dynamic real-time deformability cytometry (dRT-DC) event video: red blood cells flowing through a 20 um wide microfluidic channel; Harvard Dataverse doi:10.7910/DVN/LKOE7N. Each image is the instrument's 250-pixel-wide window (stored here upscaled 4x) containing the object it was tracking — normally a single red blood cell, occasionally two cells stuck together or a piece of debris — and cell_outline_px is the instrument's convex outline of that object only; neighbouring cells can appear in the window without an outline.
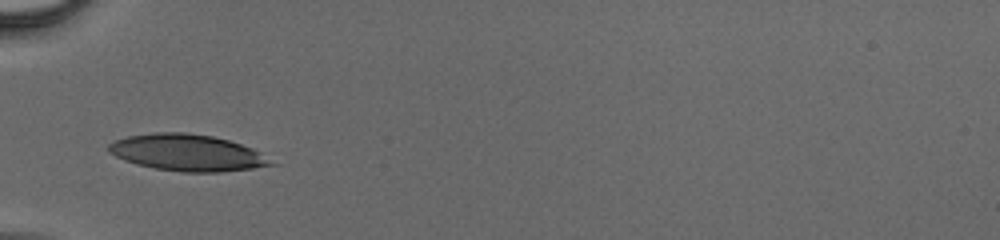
{"species": "human", "species_latin": "Homo sapiens", "temperature_condition": "cold", "stored_images_in_passage": 23, "camera_frame_rate_fps": 3000, "um_per_image_px": 0.085, "donor": {"sex": "male"}, "frame": {"image": 1, "passage_image": 1, "time_ms": 0.0, "image_size_px": [1000, 240], "cell_outline_px": [[280, 164], [252, 168], [220, 172], [184, 172], [156, 168], [136, 164], [124, 160], [108, 152], [108, 144], [116, 140], [128, 136], [156, 132], [188, 132], [212, 136], [228, 140], [252, 148], [260, 152]], "centroid_in_image_um": [15.95, 12.98], "position_along_channel_um": 69.1, "area_um2": 34.62}}